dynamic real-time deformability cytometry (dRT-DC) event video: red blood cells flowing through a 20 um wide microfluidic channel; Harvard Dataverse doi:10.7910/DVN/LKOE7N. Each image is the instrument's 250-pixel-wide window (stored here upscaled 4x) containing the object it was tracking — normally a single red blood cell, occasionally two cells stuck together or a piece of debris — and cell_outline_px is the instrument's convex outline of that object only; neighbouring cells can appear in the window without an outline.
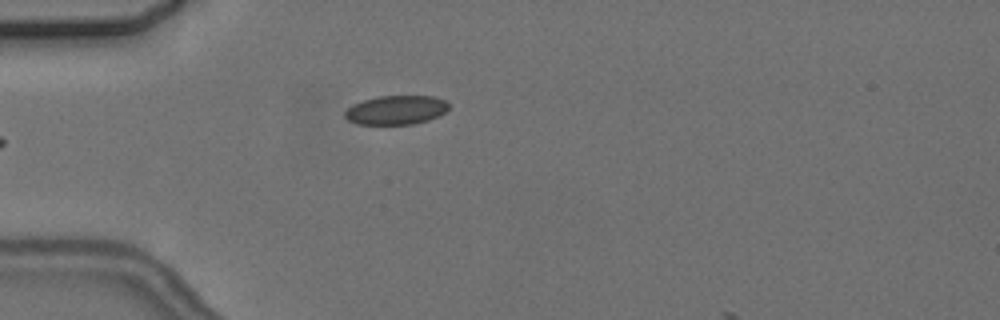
{"species": "common noctule bat (a hibernating species)", "species_latin": "Nyctalus noctula", "temperature_condition": "cold", "stored_images_in_passage": 6, "camera_frame_rate_fps": 3000, "um_per_image_px": 0.085, "animal": {"sex": "female", "body_mass_g": 24.6, "forearm_length_mm": 56.2}, "frame": {"image": 1, "passage_image": 6, "time_ms": 6.0, "image_size_px": [1000, 320], "cell_outline_px": [[448, 108], [440, 116], [428, 120], [412, 124], [356, 124], [348, 120], [344, 116], [344, 112], [352, 104], [376, 96], [432, 96], [444, 100], [448, 104]], "centroid_in_image_um": [33.64, 9.35], "position_along_channel_um": 51.4, "area_um2": 17.57}}